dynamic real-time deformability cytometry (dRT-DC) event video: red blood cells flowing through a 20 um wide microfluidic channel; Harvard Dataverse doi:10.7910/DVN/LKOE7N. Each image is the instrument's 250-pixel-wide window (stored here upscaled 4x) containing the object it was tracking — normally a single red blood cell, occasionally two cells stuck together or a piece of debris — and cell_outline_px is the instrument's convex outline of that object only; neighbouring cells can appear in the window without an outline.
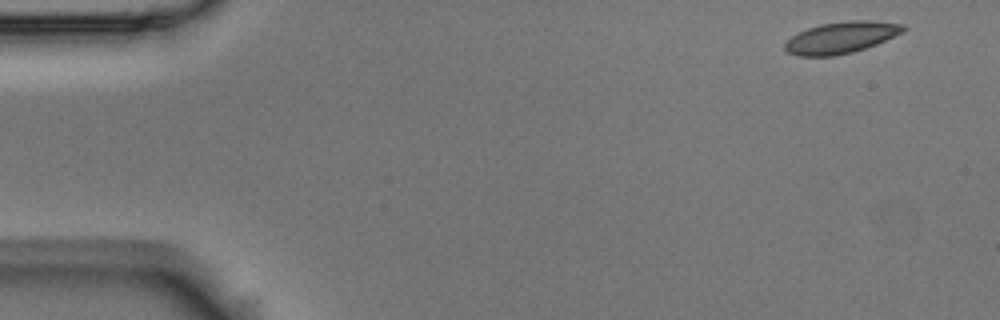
{"species": "Egyptian fruit bat (a non-hibernating species)", "species_latin": "Rousettus aegyptiacus", "temperature_condition": "room temperature", "stored_images_in_passage": 4, "camera_frame_rate_fps": 3000, "um_per_image_px": 0.085, "animal": {"sex": "male"}, "frame": {"image": 1, "passage_image": 1, "time_ms": 0.0, "image_size_px": [1000, 320], "cell_outline_px": [[908, 28], [904, 32], [876, 44], [852, 52], [832, 56], [796, 56], [788, 52], [784, 48], [784, 44], [792, 36], [808, 28], [820, 24], [848, 20], [868, 20], [904, 24]], "centroid_in_image_um": [71.52, 3.18], "position_along_channel_um": 13.5, "area_um2": 21.73}}
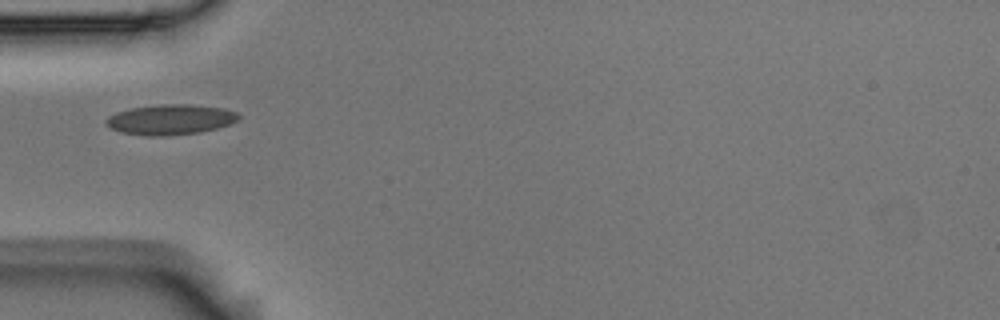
{"frame": {"image": 2, "passage_image": 4, "time_ms": 1.0, "image_size_px": [1000, 320], "cell_outline_px": [[240, 116], [236, 120], [228, 124], [216, 128], [200, 132], [168, 136], [148, 136], [124, 132], [112, 128], [104, 120], [108, 116], [116, 112], [132, 108], [160, 104], [188, 104], [224, 108], [236, 112]], "centroid_in_image_um": [14.49, 10.15], "position_along_channel_um": 70.5, "area_um2": 23.12}}